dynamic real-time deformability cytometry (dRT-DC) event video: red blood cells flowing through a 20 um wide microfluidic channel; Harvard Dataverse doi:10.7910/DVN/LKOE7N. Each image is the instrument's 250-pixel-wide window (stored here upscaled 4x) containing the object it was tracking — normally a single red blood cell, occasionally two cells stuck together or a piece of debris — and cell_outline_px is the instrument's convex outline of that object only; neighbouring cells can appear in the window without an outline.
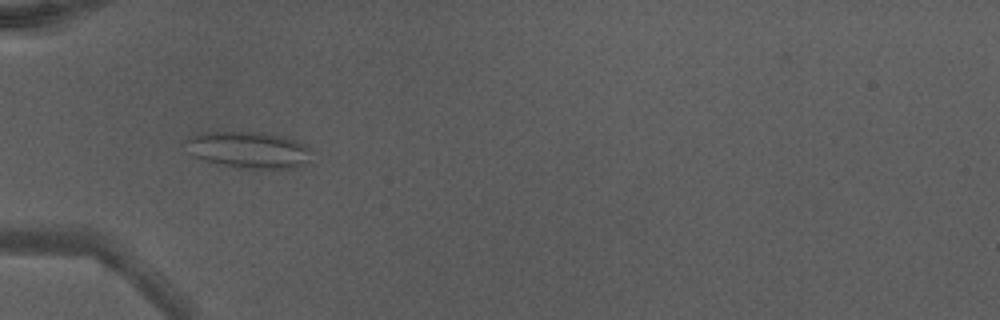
{"species": "Egyptian fruit bat (a non-hibernating species)", "species_latin": "Rousettus aegyptiacus", "temperature_condition": "warm", "stored_images_in_passage": 44, "camera_frame_rate_fps": 3000, "um_per_image_px": 0.085, "animal": {"sex": "male"}, "frame": {"image": 1, "passage_image": 13, "time_ms": 4.0, "image_size_px": [1000, 320], "cell_outline_px": [[312, 152], [308, 160], [300, 168], [236, 168], [204, 160], [192, 156], [184, 140], [188, 136], [196, 132], [260, 132], [288, 136], [304, 144]], "centroid_in_image_um": [21.12, 12.72], "position_along_channel_um": 63.9, "area_um2": 27.22}, "authors_computed_cell_mechanics": {"area_um2": 22.6287, "velocity_mm_per_s": 4.3562, "shape_relaxation_time_tau1_ms": null, "shape_relaxation_time_tau2_ms": 1.2459, "deformation_change_tau1": null, "deformation_change_tau2": 0.0796}}